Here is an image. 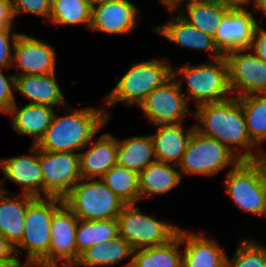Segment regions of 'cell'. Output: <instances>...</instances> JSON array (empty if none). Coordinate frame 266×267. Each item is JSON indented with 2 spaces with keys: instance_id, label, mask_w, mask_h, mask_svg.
<instances>
[{
  "instance_id": "1",
  "label": "cell",
  "mask_w": 266,
  "mask_h": 267,
  "mask_svg": "<svg viewBox=\"0 0 266 267\" xmlns=\"http://www.w3.org/2000/svg\"><path fill=\"white\" fill-rule=\"evenodd\" d=\"M195 118L202 124L195 125V131L218 140L231 151L234 148L238 149L236 153L241 160H258L266 157V153L257 154L251 151V148L257 146L248 135L243 109L237 97L199 105ZM241 148L246 152L241 153Z\"/></svg>"
},
{
  "instance_id": "2",
  "label": "cell",
  "mask_w": 266,
  "mask_h": 267,
  "mask_svg": "<svg viewBox=\"0 0 266 267\" xmlns=\"http://www.w3.org/2000/svg\"><path fill=\"white\" fill-rule=\"evenodd\" d=\"M70 108V114L53 115L50 126L36 146L42 151L75 152L87 147L92 138L107 123L108 114L104 109L94 107Z\"/></svg>"
},
{
  "instance_id": "3",
  "label": "cell",
  "mask_w": 266,
  "mask_h": 267,
  "mask_svg": "<svg viewBox=\"0 0 266 267\" xmlns=\"http://www.w3.org/2000/svg\"><path fill=\"white\" fill-rule=\"evenodd\" d=\"M64 200L56 197H35L27 206L24 233L15 253H27L25 266L48 267V250L50 245V227L58 203ZM19 249H18V248Z\"/></svg>"
},
{
  "instance_id": "4",
  "label": "cell",
  "mask_w": 266,
  "mask_h": 267,
  "mask_svg": "<svg viewBox=\"0 0 266 267\" xmlns=\"http://www.w3.org/2000/svg\"><path fill=\"white\" fill-rule=\"evenodd\" d=\"M164 63L163 60L153 59L133 64L105 98L107 106L115 108L114 103L120 101H127L128 107L132 103L140 105L153 89L172 83L175 71L169 63Z\"/></svg>"
},
{
  "instance_id": "5",
  "label": "cell",
  "mask_w": 266,
  "mask_h": 267,
  "mask_svg": "<svg viewBox=\"0 0 266 267\" xmlns=\"http://www.w3.org/2000/svg\"><path fill=\"white\" fill-rule=\"evenodd\" d=\"M225 178L228 194L240 209L266 216V157L241 160Z\"/></svg>"
},
{
  "instance_id": "6",
  "label": "cell",
  "mask_w": 266,
  "mask_h": 267,
  "mask_svg": "<svg viewBox=\"0 0 266 267\" xmlns=\"http://www.w3.org/2000/svg\"><path fill=\"white\" fill-rule=\"evenodd\" d=\"M63 200L78 220L87 221L117 219L125 205L101 179L81 178Z\"/></svg>"
},
{
  "instance_id": "7",
  "label": "cell",
  "mask_w": 266,
  "mask_h": 267,
  "mask_svg": "<svg viewBox=\"0 0 266 267\" xmlns=\"http://www.w3.org/2000/svg\"><path fill=\"white\" fill-rule=\"evenodd\" d=\"M215 63H204L197 66H184L175 71L176 76H182L187 83L189 98L196 100V104L220 102L229 97L228 65L225 56L214 60Z\"/></svg>"
},
{
  "instance_id": "8",
  "label": "cell",
  "mask_w": 266,
  "mask_h": 267,
  "mask_svg": "<svg viewBox=\"0 0 266 267\" xmlns=\"http://www.w3.org/2000/svg\"><path fill=\"white\" fill-rule=\"evenodd\" d=\"M119 235L133 250L160 246L173 239L179 228L140 212L135 204H125L117 217Z\"/></svg>"
},
{
  "instance_id": "9",
  "label": "cell",
  "mask_w": 266,
  "mask_h": 267,
  "mask_svg": "<svg viewBox=\"0 0 266 267\" xmlns=\"http://www.w3.org/2000/svg\"><path fill=\"white\" fill-rule=\"evenodd\" d=\"M241 159L216 139L194 131L177 165L181 174L214 175L228 165L235 167Z\"/></svg>"
},
{
  "instance_id": "10",
  "label": "cell",
  "mask_w": 266,
  "mask_h": 267,
  "mask_svg": "<svg viewBox=\"0 0 266 267\" xmlns=\"http://www.w3.org/2000/svg\"><path fill=\"white\" fill-rule=\"evenodd\" d=\"M45 197L64 199L81 179L79 152H49L39 149Z\"/></svg>"
},
{
  "instance_id": "11",
  "label": "cell",
  "mask_w": 266,
  "mask_h": 267,
  "mask_svg": "<svg viewBox=\"0 0 266 267\" xmlns=\"http://www.w3.org/2000/svg\"><path fill=\"white\" fill-rule=\"evenodd\" d=\"M251 49H236L224 54L228 65L229 86L235 97L266 93V62ZM243 53V54H242ZM245 53V54H244Z\"/></svg>"
},
{
  "instance_id": "12",
  "label": "cell",
  "mask_w": 266,
  "mask_h": 267,
  "mask_svg": "<svg viewBox=\"0 0 266 267\" xmlns=\"http://www.w3.org/2000/svg\"><path fill=\"white\" fill-rule=\"evenodd\" d=\"M182 83L175 79L167 86L157 87L140 103L153 125L178 124L185 120L189 103L182 96Z\"/></svg>"
},
{
  "instance_id": "13",
  "label": "cell",
  "mask_w": 266,
  "mask_h": 267,
  "mask_svg": "<svg viewBox=\"0 0 266 267\" xmlns=\"http://www.w3.org/2000/svg\"><path fill=\"white\" fill-rule=\"evenodd\" d=\"M78 218L63 202L55 210L50 227V245L48 250V267H59V260H66V267L77 263L75 233Z\"/></svg>"
},
{
  "instance_id": "14",
  "label": "cell",
  "mask_w": 266,
  "mask_h": 267,
  "mask_svg": "<svg viewBox=\"0 0 266 267\" xmlns=\"http://www.w3.org/2000/svg\"><path fill=\"white\" fill-rule=\"evenodd\" d=\"M257 24L252 11L229 9L217 27L214 36L216 46L223 54L236 49H250Z\"/></svg>"
},
{
  "instance_id": "15",
  "label": "cell",
  "mask_w": 266,
  "mask_h": 267,
  "mask_svg": "<svg viewBox=\"0 0 266 267\" xmlns=\"http://www.w3.org/2000/svg\"><path fill=\"white\" fill-rule=\"evenodd\" d=\"M13 44L12 64L22 70L16 75H48L55 73L56 52L50 45L30 37L19 34Z\"/></svg>"
},
{
  "instance_id": "16",
  "label": "cell",
  "mask_w": 266,
  "mask_h": 267,
  "mask_svg": "<svg viewBox=\"0 0 266 267\" xmlns=\"http://www.w3.org/2000/svg\"><path fill=\"white\" fill-rule=\"evenodd\" d=\"M139 12L129 0H108L92 6L91 30L110 34L130 33L137 26Z\"/></svg>"
},
{
  "instance_id": "17",
  "label": "cell",
  "mask_w": 266,
  "mask_h": 267,
  "mask_svg": "<svg viewBox=\"0 0 266 267\" xmlns=\"http://www.w3.org/2000/svg\"><path fill=\"white\" fill-rule=\"evenodd\" d=\"M30 150L34 155L16 156L1 160L0 169L7 179L23 187V194L42 197L43 174L39 160V149L32 144V149Z\"/></svg>"
},
{
  "instance_id": "18",
  "label": "cell",
  "mask_w": 266,
  "mask_h": 267,
  "mask_svg": "<svg viewBox=\"0 0 266 267\" xmlns=\"http://www.w3.org/2000/svg\"><path fill=\"white\" fill-rule=\"evenodd\" d=\"M181 243H185L182 267H225L226 254L214 240L181 229Z\"/></svg>"
},
{
  "instance_id": "19",
  "label": "cell",
  "mask_w": 266,
  "mask_h": 267,
  "mask_svg": "<svg viewBox=\"0 0 266 267\" xmlns=\"http://www.w3.org/2000/svg\"><path fill=\"white\" fill-rule=\"evenodd\" d=\"M182 123L157 125V133L150 135L157 161L172 162L173 167H177L195 131V127H192L186 132Z\"/></svg>"
},
{
  "instance_id": "20",
  "label": "cell",
  "mask_w": 266,
  "mask_h": 267,
  "mask_svg": "<svg viewBox=\"0 0 266 267\" xmlns=\"http://www.w3.org/2000/svg\"><path fill=\"white\" fill-rule=\"evenodd\" d=\"M154 29L170 40V42L180 46L211 51L213 54L211 53L210 55L213 60L224 56L216 46L214 37L190 25L181 17L180 13L178 16H173L172 20L167 24H162Z\"/></svg>"
},
{
  "instance_id": "21",
  "label": "cell",
  "mask_w": 266,
  "mask_h": 267,
  "mask_svg": "<svg viewBox=\"0 0 266 267\" xmlns=\"http://www.w3.org/2000/svg\"><path fill=\"white\" fill-rule=\"evenodd\" d=\"M117 149V139L111 134L104 133L87 152H79L81 178H101L110 168L117 165Z\"/></svg>"
},
{
  "instance_id": "22",
  "label": "cell",
  "mask_w": 266,
  "mask_h": 267,
  "mask_svg": "<svg viewBox=\"0 0 266 267\" xmlns=\"http://www.w3.org/2000/svg\"><path fill=\"white\" fill-rule=\"evenodd\" d=\"M55 73L48 75H16L15 89L30 100V104L49 107L65 106L64 95L56 81Z\"/></svg>"
},
{
  "instance_id": "23",
  "label": "cell",
  "mask_w": 266,
  "mask_h": 267,
  "mask_svg": "<svg viewBox=\"0 0 266 267\" xmlns=\"http://www.w3.org/2000/svg\"><path fill=\"white\" fill-rule=\"evenodd\" d=\"M0 193V234L15 248L24 233V220L28 204L35 198L23 194L13 198L5 197L8 191L2 187Z\"/></svg>"
},
{
  "instance_id": "24",
  "label": "cell",
  "mask_w": 266,
  "mask_h": 267,
  "mask_svg": "<svg viewBox=\"0 0 266 267\" xmlns=\"http://www.w3.org/2000/svg\"><path fill=\"white\" fill-rule=\"evenodd\" d=\"M8 113L14 115L10 120L13 129L18 134L33 135L34 145L44 136L54 115L53 107L28 103L20 108L17 107L16 102Z\"/></svg>"
},
{
  "instance_id": "25",
  "label": "cell",
  "mask_w": 266,
  "mask_h": 267,
  "mask_svg": "<svg viewBox=\"0 0 266 267\" xmlns=\"http://www.w3.org/2000/svg\"><path fill=\"white\" fill-rule=\"evenodd\" d=\"M181 229L168 243L160 246L138 249L124 267H182Z\"/></svg>"
},
{
  "instance_id": "26",
  "label": "cell",
  "mask_w": 266,
  "mask_h": 267,
  "mask_svg": "<svg viewBox=\"0 0 266 267\" xmlns=\"http://www.w3.org/2000/svg\"><path fill=\"white\" fill-rule=\"evenodd\" d=\"M187 8V16L181 13V17L190 25L203 31L212 37L215 36L221 19L230 9L218 0H184Z\"/></svg>"
},
{
  "instance_id": "27",
  "label": "cell",
  "mask_w": 266,
  "mask_h": 267,
  "mask_svg": "<svg viewBox=\"0 0 266 267\" xmlns=\"http://www.w3.org/2000/svg\"><path fill=\"white\" fill-rule=\"evenodd\" d=\"M156 161L154 145L150 135L135 136L121 142L118 141V166L140 174L149 164Z\"/></svg>"
},
{
  "instance_id": "28",
  "label": "cell",
  "mask_w": 266,
  "mask_h": 267,
  "mask_svg": "<svg viewBox=\"0 0 266 267\" xmlns=\"http://www.w3.org/2000/svg\"><path fill=\"white\" fill-rule=\"evenodd\" d=\"M180 181V172L169 163L156 161L149 164L139 174L140 199L149 197V194L166 193L177 186Z\"/></svg>"
},
{
  "instance_id": "29",
  "label": "cell",
  "mask_w": 266,
  "mask_h": 267,
  "mask_svg": "<svg viewBox=\"0 0 266 267\" xmlns=\"http://www.w3.org/2000/svg\"><path fill=\"white\" fill-rule=\"evenodd\" d=\"M133 252L131 245L119 235L114 239L102 244L98 243L85 250L74 266H111L129 255L132 256Z\"/></svg>"
},
{
  "instance_id": "30",
  "label": "cell",
  "mask_w": 266,
  "mask_h": 267,
  "mask_svg": "<svg viewBox=\"0 0 266 267\" xmlns=\"http://www.w3.org/2000/svg\"><path fill=\"white\" fill-rule=\"evenodd\" d=\"M80 225V226H79ZM119 236L116 219L110 220H78L75 233L77 262L80 255L92 246L104 243Z\"/></svg>"
},
{
  "instance_id": "31",
  "label": "cell",
  "mask_w": 266,
  "mask_h": 267,
  "mask_svg": "<svg viewBox=\"0 0 266 267\" xmlns=\"http://www.w3.org/2000/svg\"><path fill=\"white\" fill-rule=\"evenodd\" d=\"M237 98L243 109L248 135L258 146L266 139V93L249 94Z\"/></svg>"
},
{
  "instance_id": "32",
  "label": "cell",
  "mask_w": 266,
  "mask_h": 267,
  "mask_svg": "<svg viewBox=\"0 0 266 267\" xmlns=\"http://www.w3.org/2000/svg\"><path fill=\"white\" fill-rule=\"evenodd\" d=\"M125 204L140 200L139 174L115 165L100 178Z\"/></svg>"
},
{
  "instance_id": "33",
  "label": "cell",
  "mask_w": 266,
  "mask_h": 267,
  "mask_svg": "<svg viewBox=\"0 0 266 267\" xmlns=\"http://www.w3.org/2000/svg\"><path fill=\"white\" fill-rule=\"evenodd\" d=\"M92 6L87 0H52L49 20L57 24H86L90 28Z\"/></svg>"
},
{
  "instance_id": "34",
  "label": "cell",
  "mask_w": 266,
  "mask_h": 267,
  "mask_svg": "<svg viewBox=\"0 0 266 267\" xmlns=\"http://www.w3.org/2000/svg\"><path fill=\"white\" fill-rule=\"evenodd\" d=\"M225 267H266V247L244 240L232 260L226 256Z\"/></svg>"
},
{
  "instance_id": "35",
  "label": "cell",
  "mask_w": 266,
  "mask_h": 267,
  "mask_svg": "<svg viewBox=\"0 0 266 267\" xmlns=\"http://www.w3.org/2000/svg\"><path fill=\"white\" fill-rule=\"evenodd\" d=\"M14 17L20 12L30 13L49 20L52 8V0H11Z\"/></svg>"
},
{
  "instance_id": "36",
  "label": "cell",
  "mask_w": 266,
  "mask_h": 267,
  "mask_svg": "<svg viewBox=\"0 0 266 267\" xmlns=\"http://www.w3.org/2000/svg\"><path fill=\"white\" fill-rule=\"evenodd\" d=\"M3 69H0V111L8 113L11 106L15 103L13 89H15V75L4 76Z\"/></svg>"
},
{
  "instance_id": "37",
  "label": "cell",
  "mask_w": 266,
  "mask_h": 267,
  "mask_svg": "<svg viewBox=\"0 0 266 267\" xmlns=\"http://www.w3.org/2000/svg\"><path fill=\"white\" fill-rule=\"evenodd\" d=\"M11 29H0V69L9 68L13 65V54L11 53L10 38L16 42L19 34L12 33Z\"/></svg>"
},
{
  "instance_id": "38",
  "label": "cell",
  "mask_w": 266,
  "mask_h": 267,
  "mask_svg": "<svg viewBox=\"0 0 266 267\" xmlns=\"http://www.w3.org/2000/svg\"><path fill=\"white\" fill-rule=\"evenodd\" d=\"M15 255V247L0 234V265L2 267H16L21 262Z\"/></svg>"
},
{
  "instance_id": "39",
  "label": "cell",
  "mask_w": 266,
  "mask_h": 267,
  "mask_svg": "<svg viewBox=\"0 0 266 267\" xmlns=\"http://www.w3.org/2000/svg\"><path fill=\"white\" fill-rule=\"evenodd\" d=\"M250 49H254L255 53L262 61L266 62V30L258 24L253 36V43Z\"/></svg>"
},
{
  "instance_id": "40",
  "label": "cell",
  "mask_w": 266,
  "mask_h": 267,
  "mask_svg": "<svg viewBox=\"0 0 266 267\" xmlns=\"http://www.w3.org/2000/svg\"><path fill=\"white\" fill-rule=\"evenodd\" d=\"M14 14L11 0H0V29H12Z\"/></svg>"
},
{
  "instance_id": "41",
  "label": "cell",
  "mask_w": 266,
  "mask_h": 267,
  "mask_svg": "<svg viewBox=\"0 0 266 267\" xmlns=\"http://www.w3.org/2000/svg\"><path fill=\"white\" fill-rule=\"evenodd\" d=\"M223 5L229 7L230 9L244 8L243 4H248L250 0H218Z\"/></svg>"
},
{
  "instance_id": "42",
  "label": "cell",
  "mask_w": 266,
  "mask_h": 267,
  "mask_svg": "<svg viewBox=\"0 0 266 267\" xmlns=\"http://www.w3.org/2000/svg\"><path fill=\"white\" fill-rule=\"evenodd\" d=\"M183 1L184 0H160V2L165 5L169 11L176 10Z\"/></svg>"
},
{
  "instance_id": "43",
  "label": "cell",
  "mask_w": 266,
  "mask_h": 267,
  "mask_svg": "<svg viewBox=\"0 0 266 267\" xmlns=\"http://www.w3.org/2000/svg\"><path fill=\"white\" fill-rule=\"evenodd\" d=\"M256 10H261L266 14V0H254Z\"/></svg>"
},
{
  "instance_id": "44",
  "label": "cell",
  "mask_w": 266,
  "mask_h": 267,
  "mask_svg": "<svg viewBox=\"0 0 266 267\" xmlns=\"http://www.w3.org/2000/svg\"><path fill=\"white\" fill-rule=\"evenodd\" d=\"M91 6H95L97 4H100V3H103V2H106L108 0H87Z\"/></svg>"
},
{
  "instance_id": "45",
  "label": "cell",
  "mask_w": 266,
  "mask_h": 267,
  "mask_svg": "<svg viewBox=\"0 0 266 267\" xmlns=\"http://www.w3.org/2000/svg\"><path fill=\"white\" fill-rule=\"evenodd\" d=\"M5 179H6V178H4V179L0 180V183H1V182H3ZM2 191H3V190H2V189H0V193H1Z\"/></svg>"
}]
</instances>
